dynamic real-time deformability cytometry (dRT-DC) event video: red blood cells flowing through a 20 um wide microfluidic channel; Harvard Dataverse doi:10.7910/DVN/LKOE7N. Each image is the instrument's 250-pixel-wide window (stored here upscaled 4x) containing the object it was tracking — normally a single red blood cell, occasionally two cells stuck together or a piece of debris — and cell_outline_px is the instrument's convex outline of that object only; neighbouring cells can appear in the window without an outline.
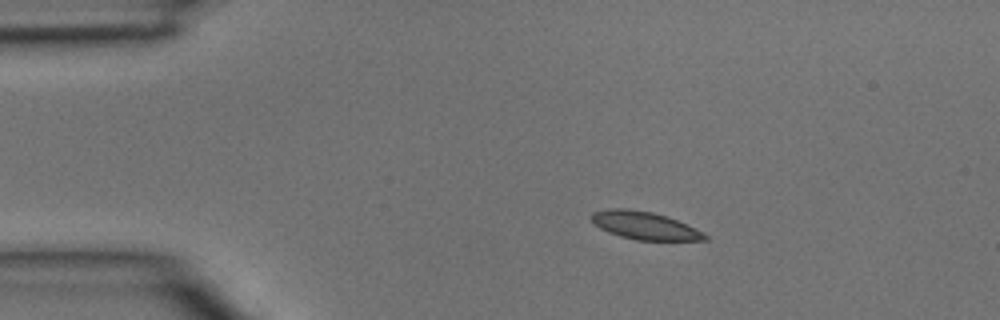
{"species": "common noctule bat (a hibernating species)", "species_latin": "Nyctalus noctula", "temperature_condition": "room temperature", "stored_images_in_passage": 2, "camera_frame_rate_fps": 3000, "um_per_image_px": 0.085, "animal": {"sex": "male", "body_mass_g": 15.6}, "frame": {"image": 1, "passage_image": 1, "time_ms": 0.0, "image_size_px": [1000, 320], "cell_outline_px": [[708, 240], [636, 240], [620, 236], [608, 232], [600, 228], [592, 220], [592, 212], [608, 208], [628, 208], [652, 212], [668, 216], [704, 232], [708, 236]], "centroid_in_image_um": [54.81, 19.16], "position_along_channel_um": 30.2, "area_um2": 18.38}}